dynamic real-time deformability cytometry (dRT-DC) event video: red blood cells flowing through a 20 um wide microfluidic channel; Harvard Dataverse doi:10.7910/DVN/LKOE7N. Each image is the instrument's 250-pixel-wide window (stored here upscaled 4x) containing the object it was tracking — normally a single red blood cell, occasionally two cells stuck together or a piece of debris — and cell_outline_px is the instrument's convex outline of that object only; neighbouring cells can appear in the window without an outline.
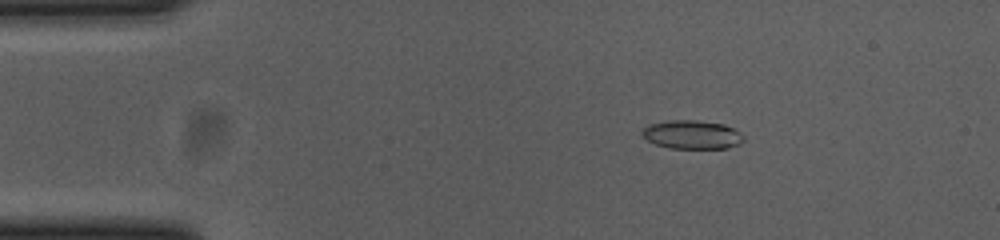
{"species": "common noctule bat (a hibernating species)", "species_latin": "Nyctalus noctula", "temperature_condition": "cold", "stored_images_in_passage": 47, "camera_frame_rate_fps": 3000, "um_per_image_px": 0.085, "animal": {"sex": "female", "body_mass_g": 23.0, "forearm_length_mm": 53.4}, "frame": {"image": 1, "passage_image": 1, "time_ms": 0.0, "image_size_px": [1000, 240], "cell_outline_px": [[744, 140], [740, 144], [728, 148], [668, 148], [656, 144], [648, 140], [640, 132], [648, 124], [668, 120], [696, 120], [724, 124], [740, 132], [744, 136]], "centroid_in_image_um": [58.83, 11.44], "position_along_channel_um": 26.2, "area_um2": 16.99}}
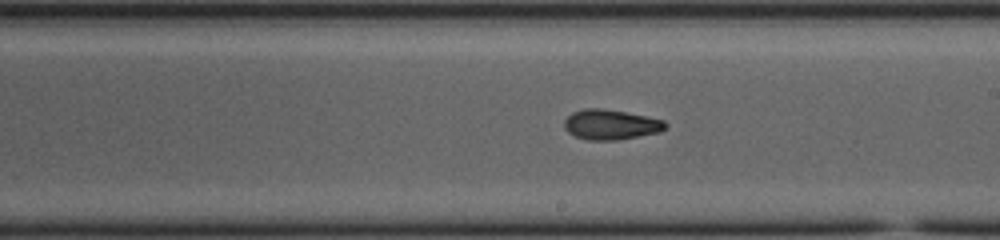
{"frame": {"image": 2, "passage_image": 23, "time_ms": 7.333, "image_size_px": [1000, 240], "cell_outline_px": [[668, 124], [660, 132], [616, 140], [588, 140], [576, 136], [568, 132], [564, 128], [564, 120], [572, 112], [584, 108], [604, 108], [664, 120]], "centroid_in_image_um": [51.89, 10.58], "position_along_channel_um": 237.1, "area_um2": 17.63}}
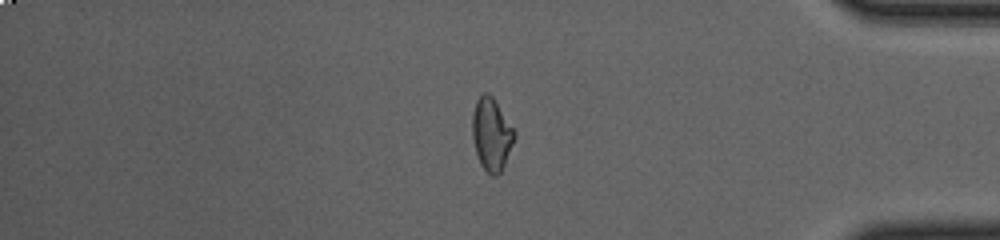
{"frame": {"image": 3, "passage_image": 38, "time_ms": 12.333, "image_size_px": [1000, 240], "cell_outline_px": [[516, 136], [504, 164], [500, 172], [496, 176], [492, 176], [480, 164], [476, 152], [472, 136], [472, 112], [476, 100], [484, 92], [488, 92], [492, 96], [516, 132]], "centroid_in_image_um": [41.76, 11.39], "position_along_channel_um": 393.4, "area_um2": 17.69}, "authors_computed_cell_mechanics": {"area_um2": 17.5134, "velocity_mm_per_s": 3.7208, "shape_relaxation_time_tau1_ms": 9.9104, "shape_relaxation_time_tau2_ms": 4.1459, "deformation_change_tau1": 0.2456, "deformation_change_tau2": 0.1054}}